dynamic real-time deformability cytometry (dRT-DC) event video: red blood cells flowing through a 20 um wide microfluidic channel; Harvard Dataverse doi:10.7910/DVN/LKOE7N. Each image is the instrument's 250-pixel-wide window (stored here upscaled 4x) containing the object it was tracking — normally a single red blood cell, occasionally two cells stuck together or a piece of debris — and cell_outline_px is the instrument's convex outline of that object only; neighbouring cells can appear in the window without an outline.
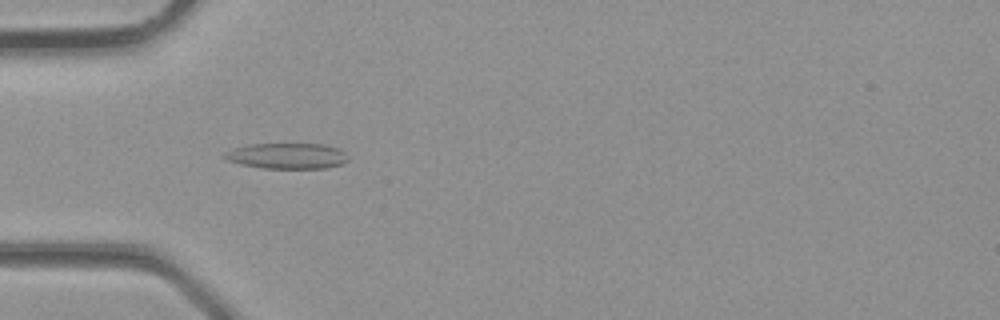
{"species": "common noctule bat (a hibernating species)", "species_latin": "Nyctalus noctula", "temperature_condition": "room temperature", "stored_images_in_passage": 35, "camera_frame_rate_fps": 3000, "um_per_image_px": 0.085, "animal": {"sex": "male", "body_mass_g": 23.1, "forearm_length_mm": 52.7}, "frame": {"image": 1, "passage_image": 11, "time_ms": 3.333, "image_size_px": [1000, 320], "cell_outline_px": [[348, 160], [344, 164], [328, 168], [264, 168], [240, 164], [228, 160], [224, 156], [224, 152], [232, 148], [248, 144], [324, 144], [340, 148], [348, 156]], "centroid_in_image_um": [24.44, 13.25], "position_along_channel_um": 60.6, "area_um2": 18.67}}
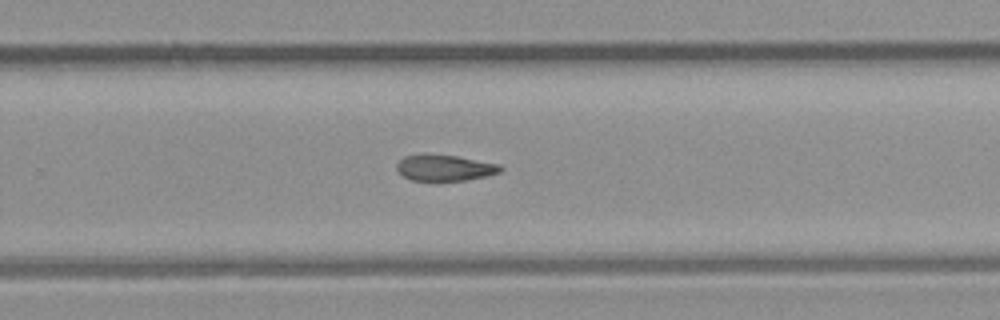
{"frame": {"image": 2, "passage_image": 23, "time_ms": 7.333, "image_size_px": [1000, 320], "cell_outline_px": [[504, 168], [500, 172], [484, 176], [464, 180], [412, 180], [404, 176], [396, 168], [396, 164], [404, 156], [456, 156], [500, 164]], "centroid_in_image_um": [37.84, 14.28], "position_along_channel_um": 292.0, "area_um2": 15.09}}
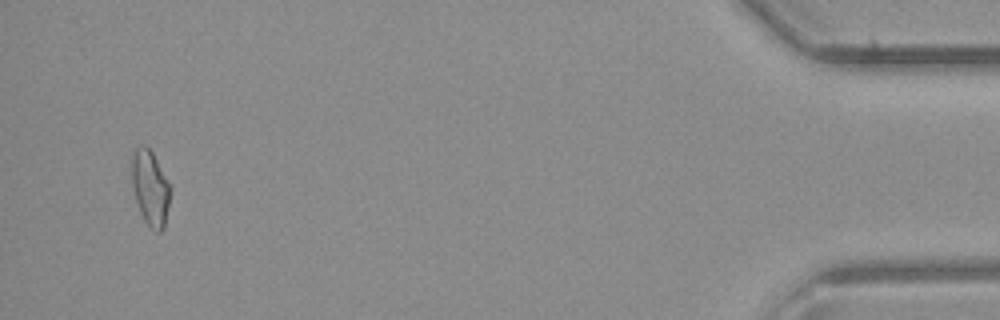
{"frame": {"image": 3, "passage_image": 34, "time_ms": 11.0, "image_size_px": [1000, 320], "cell_outline_px": [[168, 204], [164, 228], [160, 232], [156, 232], [148, 228], [140, 212], [132, 188], [132, 152], [140, 144], [144, 144], [152, 152], [168, 180]], "centroid_in_image_um": [12.74, 15.98], "position_along_channel_um": 422.5, "area_um2": 16.7}}